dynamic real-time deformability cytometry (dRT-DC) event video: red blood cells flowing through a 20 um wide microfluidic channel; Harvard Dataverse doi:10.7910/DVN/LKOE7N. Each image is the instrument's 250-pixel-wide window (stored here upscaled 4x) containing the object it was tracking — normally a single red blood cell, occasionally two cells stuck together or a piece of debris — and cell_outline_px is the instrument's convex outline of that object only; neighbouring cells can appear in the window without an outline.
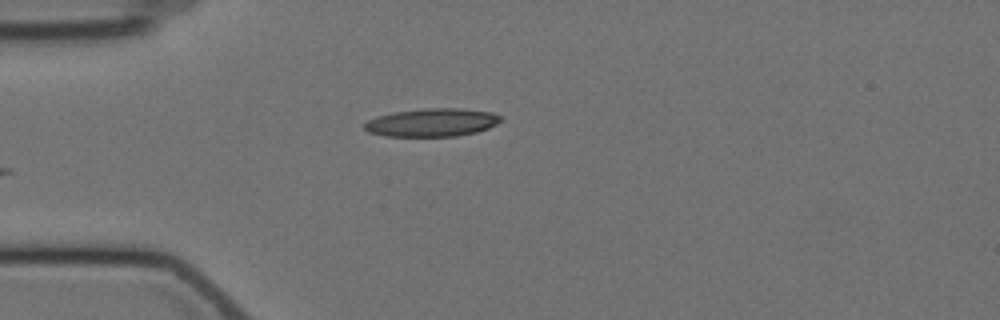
{"species": "Egyptian fruit bat (a non-hibernating species)", "species_latin": "Rousettus aegyptiacus", "temperature_condition": "cold", "stored_images_in_passage": 4, "camera_frame_rate_fps": 3000, "um_per_image_px": 0.085, "animal": {"sex": "female"}, "frame": {"image": 1, "passage_image": 1, "time_ms": 0.0, "image_size_px": [1000, 320], "cell_outline_px": [[504, 120], [488, 128], [476, 132], [456, 136], [384, 136], [368, 132], [364, 128], [364, 124], [368, 120], [376, 116], [396, 112], [424, 108], [460, 108], [492, 112], [500, 116]], "centroid_in_image_um": [36.73, 10.41], "position_along_channel_um": 48.3, "area_um2": 22.37}}